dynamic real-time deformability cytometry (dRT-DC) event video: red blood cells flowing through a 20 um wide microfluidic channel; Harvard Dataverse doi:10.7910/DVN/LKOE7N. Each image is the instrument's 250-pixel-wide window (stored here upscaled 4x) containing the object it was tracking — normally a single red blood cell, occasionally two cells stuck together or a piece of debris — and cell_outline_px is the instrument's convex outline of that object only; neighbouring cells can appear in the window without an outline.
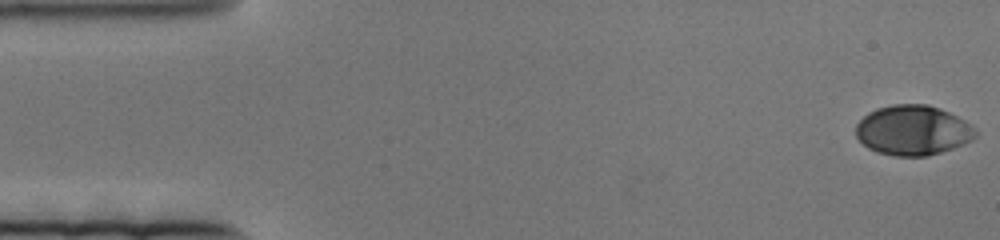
{"species": "human", "species_latin": "Homo sapiens", "temperature_condition": "cold", "stored_images_in_passage": 72, "camera_frame_rate_fps": 3000, "um_per_image_px": 0.085, "donor": {"sex": "female"}, "frame": {"image": 1, "passage_image": 1, "time_ms": 0.0, "image_size_px": [1000, 240], "cell_outline_px": [[976, 136], [972, 140], [964, 144], [928, 156], [896, 156], [876, 152], [868, 148], [856, 136], [856, 124], [868, 112], [876, 108], [892, 104], [928, 104], [940, 108], [972, 124], [976, 132]], "centroid_in_image_um": [77.59, 11.07], "position_along_channel_um": 7.4, "area_um2": 34.91}}
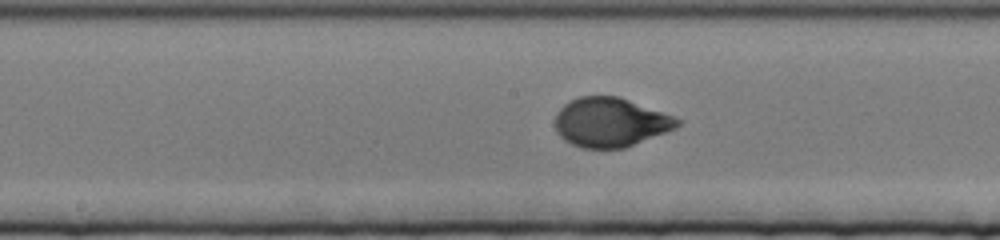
{"frame": {"image": 2, "passage_image": 40, "time_ms": 13.0, "image_size_px": [1000, 240], "cell_outline_px": [[684, 120], [676, 128], [624, 148], [580, 148], [564, 140], [556, 132], [556, 112], [564, 104], [580, 96], [616, 96], [628, 100]], "centroid_in_image_um": [51.87, 10.4], "position_along_channel_um": 196.3, "area_um2": 34.8}}
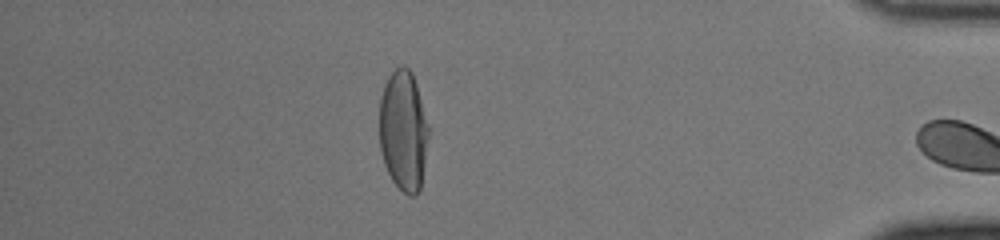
{"frame": {"image": 3, "passage_image": 71, "time_ms": 23.333, "image_size_px": [1000, 240], "cell_outline_px": [[428, 136], [420, 192], [416, 196], [408, 196], [392, 180], [384, 164], [380, 148], [380, 96], [384, 84], [388, 76], [400, 64], [404, 64], [412, 72], [416, 84], [428, 128]], "centroid_in_image_um": [34.27, 11.1], "position_along_channel_um": 400.9, "area_um2": 34.39}}